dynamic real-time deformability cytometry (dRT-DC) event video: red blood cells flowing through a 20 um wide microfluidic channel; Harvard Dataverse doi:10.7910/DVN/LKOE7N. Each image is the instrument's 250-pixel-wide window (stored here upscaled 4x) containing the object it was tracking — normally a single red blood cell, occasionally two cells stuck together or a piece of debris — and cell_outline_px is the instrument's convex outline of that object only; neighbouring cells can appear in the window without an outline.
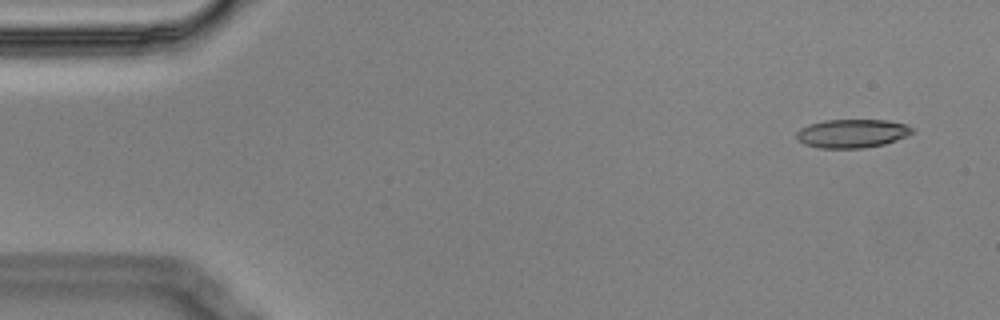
{"species": "Egyptian fruit bat (a non-hibernating species)", "species_latin": "Rousettus aegyptiacus", "temperature_condition": "cold", "stored_images_in_passage": 7, "camera_frame_rate_fps": 3000, "um_per_image_px": 0.085, "animal": {"sex": "male"}, "frame": {"image": 1, "passage_image": 1, "time_ms": 0.0, "image_size_px": [1000, 320], "cell_outline_px": [[916, 132], [908, 136], [884, 144], [864, 148], [820, 148], [804, 144], [796, 136], [796, 132], [800, 128], [808, 124], [824, 120], [888, 120], [904, 124], [912, 128]], "centroid_in_image_um": [72.44, 11.34], "position_along_channel_um": 12.6, "area_um2": 19.36}}
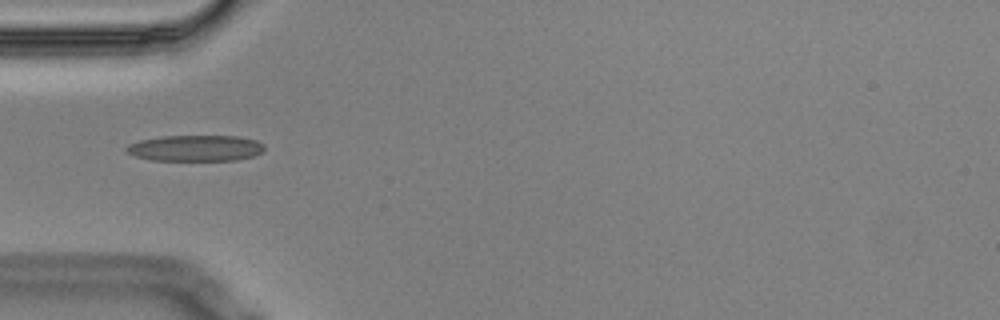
{"frame": {"image": 2, "passage_image": 5, "time_ms": 1.333, "image_size_px": [1000, 320], "cell_outline_px": [[264, 152], [256, 156], [236, 160], [148, 160], [136, 156], [128, 152], [124, 148], [128, 144], [140, 140], [160, 136], [240, 136], [256, 140], [264, 144]], "centroid_in_image_um": [16.65, 12.59], "position_along_channel_um": 68.3, "area_um2": 21.15}}
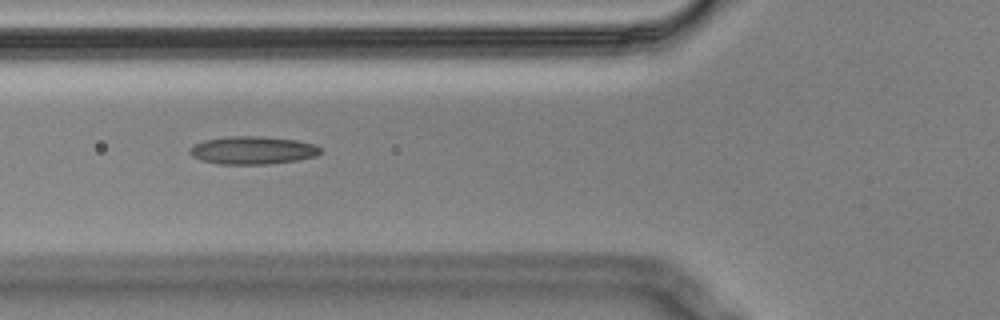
{"frame": {"image": 3, "passage_image": 6, "time_ms": 1.667, "image_size_px": [1000, 320], "cell_outline_px": [[320, 152], [316, 156], [296, 160], [268, 164], [220, 164], [200, 160], [192, 156], [188, 152], [188, 148], [204, 140], [228, 136], [256, 136], [296, 140], [316, 144], [320, 148]], "centroid_in_image_um": [21.44, 12.77], "position_along_channel_um": 104.4, "area_um2": 21.21}}